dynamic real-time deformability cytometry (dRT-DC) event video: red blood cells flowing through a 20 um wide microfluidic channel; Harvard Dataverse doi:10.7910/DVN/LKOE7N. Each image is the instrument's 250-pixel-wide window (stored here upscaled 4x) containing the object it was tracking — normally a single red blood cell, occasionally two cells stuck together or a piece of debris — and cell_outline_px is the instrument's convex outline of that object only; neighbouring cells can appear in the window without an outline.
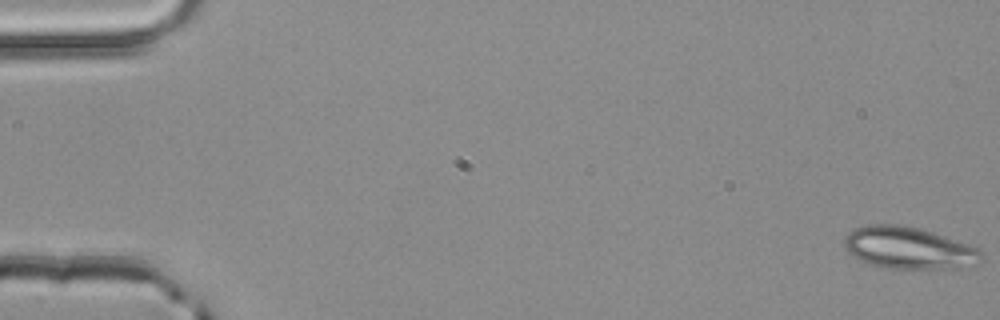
{"species": "common noctule bat (a hibernating species)", "species_latin": "Nyctalus noctula", "temperature_condition": "room temperature", "stored_images_in_passage": 52, "camera_frame_rate_fps": 3000, "um_per_image_px": 0.085, "animal": {"sex": "male", "body_mass_g": 20.4}, "frame": {"image": 1, "passage_image": 1, "time_ms": 0.0, "image_size_px": [1000, 320], "cell_outline_px": [[984, 260], [980, 264], [960, 268], [888, 268], [872, 264], [860, 260], [848, 252], [844, 248], [844, 240], [848, 232], [856, 228], [868, 224], [896, 224], [920, 228], [968, 244], [976, 248], [980, 252]], "centroid_in_image_um": [77.25, 21.07], "position_along_channel_um": 7.8, "area_um2": 33.41}}
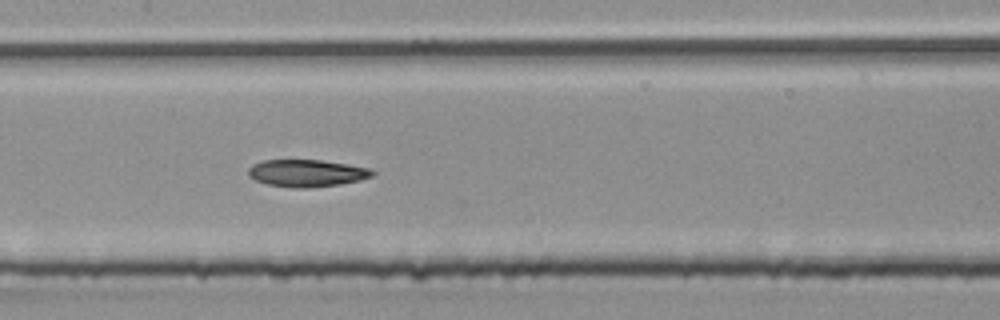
{"frame": {"image": 2, "passage_image": 26, "time_ms": 8.333, "image_size_px": [1000, 320], "cell_outline_px": [[376, 172], [372, 176], [360, 180], [340, 184], [304, 188], [292, 188], [268, 184], [256, 180], [248, 176], [248, 168], [252, 164], [264, 160], [320, 160], [348, 164], [372, 168]], "centroid_in_image_um": [26.09, 14.71], "position_along_channel_um": 181.3, "area_um2": 19.71}}
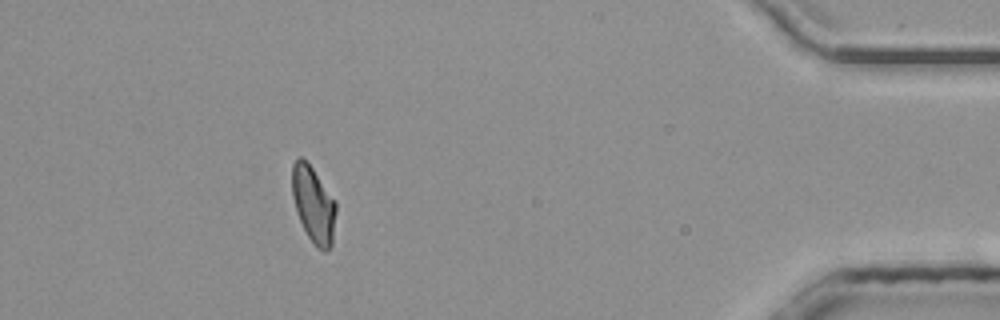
{"frame": {"image": 3, "passage_image": 47, "time_ms": 15.333, "image_size_px": [1000, 320], "cell_outline_px": [[336, 212], [332, 244], [324, 252], [316, 248], [308, 236], [296, 212], [292, 196], [292, 164], [300, 156], [312, 168], [336, 200]], "centroid_in_image_um": [26.65, 17.4], "position_along_channel_um": 408.6, "area_um2": 19.48}, "authors_computed_cell_mechanics": {"area_um2": 20.1722, "velocity_mm_per_s": 4.068, "shape_relaxation_time_tau1_ms": null, "shape_relaxation_time_tau2_ms": 6.4789, "deformation_change_tau1": null, "deformation_change_tau2": 0.1302}}